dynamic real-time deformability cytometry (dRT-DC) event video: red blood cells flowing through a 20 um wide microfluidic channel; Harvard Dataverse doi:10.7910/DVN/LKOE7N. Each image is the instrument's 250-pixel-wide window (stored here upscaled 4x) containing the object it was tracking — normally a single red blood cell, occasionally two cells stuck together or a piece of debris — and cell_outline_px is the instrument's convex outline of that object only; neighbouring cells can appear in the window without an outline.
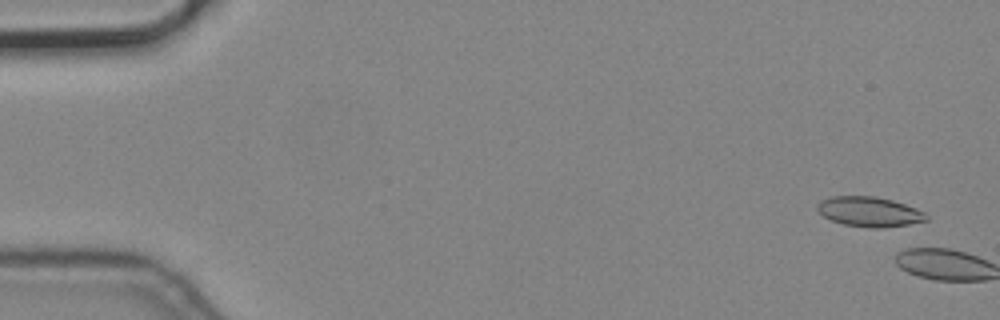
{"species": "common noctule bat (a hibernating species)", "species_latin": "Nyctalus noctula", "temperature_condition": "cold", "stored_images_in_passage": 2, "camera_frame_rate_fps": 3000, "um_per_image_px": 0.085, "animal": {"sex": "male", "body_mass_g": 19.2, "forearm_length_mm": 51.8}, "frame": {"image": 1, "passage_image": 1, "time_ms": 0.0, "image_size_px": [1000, 320], "cell_outline_px": [[928, 220], [908, 224], [880, 228], [872, 228], [844, 224], [832, 220], [824, 216], [816, 208], [816, 204], [820, 200], [832, 196], [876, 196], [892, 200], [916, 208], [924, 212], [928, 216]], "centroid_in_image_um": [73.89, 17.98], "position_along_channel_um": 11.1, "area_um2": 18.9}}